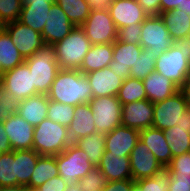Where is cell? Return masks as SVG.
I'll list each match as a JSON object with an SVG mask.
<instances>
[{
	"label": "cell",
	"instance_id": "obj_1",
	"mask_svg": "<svg viewBox=\"0 0 190 191\" xmlns=\"http://www.w3.org/2000/svg\"><path fill=\"white\" fill-rule=\"evenodd\" d=\"M47 96L51 101L77 106L91 100L92 89L81 71L60 69Z\"/></svg>",
	"mask_w": 190,
	"mask_h": 191
},
{
	"label": "cell",
	"instance_id": "obj_2",
	"mask_svg": "<svg viewBox=\"0 0 190 191\" xmlns=\"http://www.w3.org/2000/svg\"><path fill=\"white\" fill-rule=\"evenodd\" d=\"M71 143L68 127L48 118L34 127L33 149L41 156H56Z\"/></svg>",
	"mask_w": 190,
	"mask_h": 191
},
{
	"label": "cell",
	"instance_id": "obj_3",
	"mask_svg": "<svg viewBox=\"0 0 190 191\" xmlns=\"http://www.w3.org/2000/svg\"><path fill=\"white\" fill-rule=\"evenodd\" d=\"M32 74L34 89L37 94L47 95L60 70L53 46L45 45L31 57L25 59Z\"/></svg>",
	"mask_w": 190,
	"mask_h": 191
},
{
	"label": "cell",
	"instance_id": "obj_4",
	"mask_svg": "<svg viewBox=\"0 0 190 191\" xmlns=\"http://www.w3.org/2000/svg\"><path fill=\"white\" fill-rule=\"evenodd\" d=\"M92 44L81 26H75L63 39L53 45L60 69L78 70Z\"/></svg>",
	"mask_w": 190,
	"mask_h": 191
},
{
	"label": "cell",
	"instance_id": "obj_5",
	"mask_svg": "<svg viewBox=\"0 0 190 191\" xmlns=\"http://www.w3.org/2000/svg\"><path fill=\"white\" fill-rule=\"evenodd\" d=\"M56 157L59 176L67 184L79 181L95 166L89 161L86 153L75 143H71Z\"/></svg>",
	"mask_w": 190,
	"mask_h": 191
},
{
	"label": "cell",
	"instance_id": "obj_6",
	"mask_svg": "<svg viewBox=\"0 0 190 191\" xmlns=\"http://www.w3.org/2000/svg\"><path fill=\"white\" fill-rule=\"evenodd\" d=\"M98 132H111L121 125L122 104L117 96L92 97L88 102Z\"/></svg>",
	"mask_w": 190,
	"mask_h": 191
},
{
	"label": "cell",
	"instance_id": "obj_7",
	"mask_svg": "<svg viewBox=\"0 0 190 191\" xmlns=\"http://www.w3.org/2000/svg\"><path fill=\"white\" fill-rule=\"evenodd\" d=\"M81 27L92 45L113 44L117 40L118 29L107 8L90 10L88 18Z\"/></svg>",
	"mask_w": 190,
	"mask_h": 191
},
{
	"label": "cell",
	"instance_id": "obj_8",
	"mask_svg": "<svg viewBox=\"0 0 190 191\" xmlns=\"http://www.w3.org/2000/svg\"><path fill=\"white\" fill-rule=\"evenodd\" d=\"M155 71L170 79L179 88L190 73V60L173 44L157 56Z\"/></svg>",
	"mask_w": 190,
	"mask_h": 191
},
{
	"label": "cell",
	"instance_id": "obj_9",
	"mask_svg": "<svg viewBox=\"0 0 190 191\" xmlns=\"http://www.w3.org/2000/svg\"><path fill=\"white\" fill-rule=\"evenodd\" d=\"M174 44L160 15L148 16L142 22L140 46L152 50L157 56Z\"/></svg>",
	"mask_w": 190,
	"mask_h": 191
},
{
	"label": "cell",
	"instance_id": "obj_10",
	"mask_svg": "<svg viewBox=\"0 0 190 191\" xmlns=\"http://www.w3.org/2000/svg\"><path fill=\"white\" fill-rule=\"evenodd\" d=\"M187 108L184 95L180 90L164 101L154 103L152 127L165 130L175 126Z\"/></svg>",
	"mask_w": 190,
	"mask_h": 191
},
{
	"label": "cell",
	"instance_id": "obj_11",
	"mask_svg": "<svg viewBox=\"0 0 190 191\" xmlns=\"http://www.w3.org/2000/svg\"><path fill=\"white\" fill-rule=\"evenodd\" d=\"M3 28L8 32L11 41L24 59L31 57L37 50L46 45L41 33L18 20L3 25Z\"/></svg>",
	"mask_w": 190,
	"mask_h": 191
},
{
	"label": "cell",
	"instance_id": "obj_12",
	"mask_svg": "<svg viewBox=\"0 0 190 191\" xmlns=\"http://www.w3.org/2000/svg\"><path fill=\"white\" fill-rule=\"evenodd\" d=\"M0 82L20 102L28 97L37 95L34 89L32 74L25 61L14 69L5 71Z\"/></svg>",
	"mask_w": 190,
	"mask_h": 191
},
{
	"label": "cell",
	"instance_id": "obj_13",
	"mask_svg": "<svg viewBox=\"0 0 190 191\" xmlns=\"http://www.w3.org/2000/svg\"><path fill=\"white\" fill-rule=\"evenodd\" d=\"M129 157L132 179L134 181L154 177L164 169L147 145L140 139L132 149Z\"/></svg>",
	"mask_w": 190,
	"mask_h": 191
},
{
	"label": "cell",
	"instance_id": "obj_14",
	"mask_svg": "<svg viewBox=\"0 0 190 191\" xmlns=\"http://www.w3.org/2000/svg\"><path fill=\"white\" fill-rule=\"evenodd\" d=\"M75 26L59 5L53 3L41 33L46 45L53 46L63 40Z\"/></svg>",
	"mask_w": 190,
	"mask_h": 191
},
{
	"label": "cell",
	"instance_id": "obj_15",
	"mask_svg": "<svg viewBox=\"0 0 190 191\" xmlns=\"http://www.w3.org/2000/svg\"><path fill=\"white\" fill-rule=\"evenodd\" d=\"M154 103L148 99L122 105L121 125L137 130L152 127Z\"/></svg>",
	"mask_w": 190,
	"mask_h": 191
},
{
	"label": "cell",
	"instance_id": "obj_16",
	"mask_svg": "<svg viewBox=\"0 0 190 191\" xmlns=\"http://www.w3.org/2000/svg\"><path fill=\"white\" fill-rule=\"evenodd\" d=\"M107 9L117 29L142 23L149 16L136 0H112Z\"/></svg>",
	"mask_w": 190,
	"mask_h": 191
},
{
	"label": "cell",
	"instance_id": "obj_17",
	"mask_svg": "<svg viewBox=\"0 0 190 191\" xmlns=\"http://www.w3.org/2000/svg\"><path fill=\"white\" fill-rule=\"evenodd\" d=\"M139 139V130L119 125L105 134V151L113 155L130 156Z\"/></svg>",
	"mask_w": 190,
	"mask_h": 191
},
{
	"label": "cell",
	"instance_id": "obj_18",
	"mask_svg": "<svg viewBox=\"0 0 190 191\" xmlns=\"http://www.w3.org/2000/svg\"><path fill=\"white\" fill-rule=\"evenodd\" d=\"M12 150L33 149L34 126L18 113L3 122Z\"/></svg>",
	"mask_w": 190,
	"mask_h": 191
},
{
	"label": "cell",
	"instance_id": "obj_19",
	"mask_svg": "<svg viewBox=\"0 0 190 191\" xmlns=\"http://www.w3.org/2000/svg\"><path fill=\"white\" fill-rule=\"evenodd\" d=\"M142 49L140 45L116 40L113 43V61L109 65L113 73L123 79L130 77V68L138 60Z\"/></svg>",
	"mask_w": 190,
	"mask_h": 191
},
{
	"label": "cell",
	"instance_id": "obj_20",
	"mask_svg": "<svg viewBox=\"0 0 190 191\" xmlns=\"http://www.w3.org/2000/svg\"><path fill=\"white\" fill-rule=\"evenodd\" d=\"M166 143L172 152V157L182 155L190 150V108L183 113L175 126L163 130Z\"/></svg>",
	"mask_w": 190,
	"mask_h": 191
},
{
	"label": "cell",
	"instance_id": "obj_21",
	"mask_svg": "<svg viewBox=\"0 0 190 191\" xmlns=\"http://www.w3.org/2000/svg\"><path fill=\"white\" fill-rule=\"evenodd\" d=\"M85 75L92 89V97L117 96L124 81L109 66Z\"/></svg>",
	"mask_w": 190,
	"mask_h": 191
},
{
	"label": "cell",
	"instance_id": "obj_22",
	"mask_svg": "<svg viewBox=\"0 0 190 191\" xmlns=\"http://www.w3.org/2000/svg\"><path fill=\"white\" fill-rule=\"evenodd\" d=\"M140 140L147 145L164 169L170 164L172 152L166 143L163 130L155 127L140 130Z\"/></svg>",
	"mask_w": 190,
	"mask_h": 191
},
{
	"label": "cell",
	"instance_id": "obj_23",
	"mask_svg": "<svg viewBox=\"0 0 190 191\" xmlns=\"http://www.w3.org/2000/svg\"><path fill=\"white\" fill-rule=\"evenodd\" d=\"M98 167L108 181L132 179L129 156L113 155L105 151Z\"/></svg>",
	"mask_w": 190,
	"mask_h": 191
},
{
	"label": "cell",
	"instance_id": "obj_24",
	"mask_svg": "<svg viewBox=\"0 0 190 191\" xmlns=\"http://www.w3.org/2000/svg\"><path fill=\"white\" fill-rule=\"evenodd\" d=\"M142 82L147 99L152 103L164 101L180 90L170 79H167L157 71L151 72Z\"/></svg>",
	"mask_w": 190,
	"mask_h": 191
},
{
	"label": "cell",
	"instance_id": "obj_25",
	"mask_svg": "<svg viewBox=\"0 0 190 191\" xmlns=\"http://www.w3.org/2000/svg\"><path fill=\"white\" fill-rule=\"evenodd\" d=\"M96 131L92 111L88 103L75 106L74 118L68 126L69 138L72 143Z\"/></svg>",
	"mask_w": 190,
	"mask_h": 191
},
{
	"label": "cell",
	"instance_id": "obj_26",
	"mask_svg": "<svg viewBox=\"0 0 190 191\" xmlns=\"http://www.w3.org/2000/svg\"><path fill=\"white\" fill-rule=\"evenodd\" d=\"M48 102L45 94L28 97L20 102L17 113L35 127L47 118Z\"/></svg>",
	"mask_w": 190,
	"mask_h": 191
},
{
	"label": "cell",
	"instance_id": "obj_27",
	"mask_svg": "<svg viewBox=\"0 0 190 191\" xmlns=\"http://www.w3.org/2000/svg\"><path fill=\"white\" fill-rule=\"evenodd\" d=\"M53 3L55 2H30L22 5L18 21L42 33Z\"/></svg>",
	"mask_w": 190,
	"mask_h": 191
},
{
	"label": "cell",
	"instance_id": "obj_28",
	"mask_svg": "<svg viewBox=\"0 0 190 191\" xmlns=\"http://www.w3.org/2000/svg\"><path fill=\"white\" fill-rule=\"evenodd\" d=\"M113 61V44L92 45L78 69L83 74L108 67Z\"/></svg>",
	"mask_w": 190,
	"mask_h": 191
},
{
	"label": "cell",
	"instance_id": "obj_29",
	"mask_svg": "<svg viewBox=\"0 0 190 191\" xmlns=\"http://www.w3.org/2000/svg\"><path fill=\"white\" fill-rule=\"evenodd\" d=\"M173 41L190 36V16L179 9L159 14Z\"/></svg>",
	"mask_w": 190,
	"mask_h": 191
},
{
	"label": "cell",
	"instance_id": "obj_30",
	"mask_svg": "<svg viewBox=\"0 0 190 191\" xmlns=\"http://www.w3.org/2000/svg\"><path fill=\"white\" fill-rule=\"evenodd\" d=\"M40 156L34 149L16 150L17 186L29 188L30 177Z\"/></svg>",
	"mask_w": 190,
	"mask_h": 191
},
{
	"label": "cell",
	"instance_id": "obj_31",
	"mask_svg": "<svg viewBox=\"0 0 190 191\" xmlns=\"http://www.w3.org/2000/svg\"><path fill=\"white\" fill-rule=\"evenodd\" d=\"M24 61L25 59L11 41L8 32L2 27L0 30V64L2 71L14 69Z\"/></svg>",
	"mask_w": 190,
	"mask_h": 191
},
{
	"label": "cell",
	"instance_id": "obj_32",
	"mask_svg": "<svg viewBox=\"0 0 190 191\" xmlns=\"http://www.w3.org/2000/svg\"><path fill=\"white\" fill-rule=\"evenodd\" d=\"M55 176H59L56 157L40 156L30 177L29 188H38Z\"/></svg>",
	"mask_w": 190,
	"mask_h": 191
},
{
	"label": "cell",
	"instance_id": "obj_33",
	"mask_svg": "<svg viewBox=\"0 0 190 191\" xmlns=\"http://www.w3.org/2000/svg\"><path fill=\"white\" fill-rule=\"evenodd\" d=\"M88 156L89 161L98 166L105 152V134L102 132H93L85 138L75 142Z\"/></svg>",
	"mask_w": 190,
	"mask_h": 191
},
{
	"label": "cell",
	"instance_id": "obj_34",
	"mask_svg": "<svg viewBox=\"0 0 190 191\" xmlns=\"http://www.w3.org/2000/svg\"><path fill=\"white\" fill-rule=\"evenodd\" d=\"M74 26H81L90 14L86 0H55Z\"/></svg>",
	"mask_w": 190,
	"mask_h": 191
},
{
	"label": "cell",
	"instance_id": "obj_35",
	"mask_svg": "<svg viewBox=\"0 0 190 191\" xmlns=\"http://www.w3.org/2000/svg\"><path fill=\"white\" fill-rule=\"evenodd\" d=\"M117 97L122 105L147 99L142 80L132 77L125 78Z\"/></svg>",
	"mask_w": 190,
	"mask_h": 191
},
{
	"label": "cell",
	"instance_id": "obj_36",
	"mask_svg": "<svg viewBox=\"0 0 190 191\" xmlns=\"http://www.w3.org/2000/svg\"><path fill=\"white\" fill-rule=\"evenodd\" d=\"M16 150L0 154V187H16Z\"/></svg>",
	"mask_w": 190,
	"mask_h": 191
},
{
	"label": "cell",
	"instance_id": "obj_37",
	"mask_svg": "<svg viewBox=\"0 0 190 191\" xmlns=\"http://www.w3.org/2000/svg\"><path fill=\"white\" fill-rule=\"evenodd\" d=\"M170 174L166 169L154 177L136 180L131 191H169Z\"/></svg>",
	"mask_w": 190,
	"mask_h": 191
},
{
	"label": "cell",
	"instance_id": "obj_38",
	"mask_svg": "<svg viewBox=\"0 0 190 191\" xmlns=\"http://www.w3.org/2000/svg\"><path fill=\"white\" fill-rule=\"evenodd\" d=\"M157 55L148 48H143L138 60L130 68V77L143 80L155 71Z\"/></svg>",
	"mask_w": 190,
	"mask_h": 191
},
{
	"label": "cell",
	"instance_id": "obj_39",
	"mask_svg": "<svg viewBox=\"0 0 190 191\" xmlns=\"http://www.w3.org/2000/svg\"><path fill=\"white\" fill-rule=\"evenodd\" d=\"M75 106L49 100L47 118L68 127L74 118Z\"/></svg>",
	"mask_w": 190,
	"mask_h": 191
},
{
	"label": "cell",
	"instance_id": "obj_40",
	"mask_svg": "<svg viewBox=\"0 0 190 191\" xmlns=\"http://www.w3.org/2000/svg\"><path fill=\"white\" fill-rule=\"evenodd\" d=\"M79 182L81 183V191H103L108 180L98 166H93Z\"/></svg>",
	"mask_w": 190,
	"mask_h": 191
},
{
	"label": "cell",
	"instance_id": "obj_41",
	"mask_svg": "<svg viewBox=\"0 0 190 191\" xmlns=\"http://www.w3.org/2000/svg\"><path fill=\"white\" fill-rule=\"evenodd\" d=\"M20 101L0 82V122L16 114Z\"/></svg>",
	"mask_w": 190,
	"mask_h": 191
},
{
	"label": "cell",
	"instance_id": "obj_42",
	"mask_svg": "<svg viewBox=\"0 0 190 191\" xmlns=\"http://www.w3.org/2000/svg\"><path fill=\"white\" fill-rule=\"evenodd\" d=\"M22 10V0H0V24L18 20Z\"/></svg>",
	"mask_w": 190,
	"mask_h": 191
},
{
	"label": "cell",
	"instance_id": "obj_43",
	"mask_svg": "<svg viewBox=\"0 0 190 191\" xmlns=\"http://www.w3.org/2000/svg\"><path fill=\"white\" fill-rule=\"evenodd\" d=\"M142 35V23L126 26L118 29L117 41L140 45Z\"/></svg>",
	"mask_w": 190,
	"mask_h": 191
},
{
	"label": "cell",
	"instance_id": "obj_44",
	"mask_svg": "<svg viewBox=\"0 0 190 191\" xmlns=\"http://www.w3.org/2000/svg\"><path fill=\"white\" fill-rule=\"evenodd\" d=\"M165 169L169 174L190 175V153L173 157Z\"/></svg>",
	"mask_w": 190,
	"mask_h": 191
},
{
	"label": "cell",
	"instance_id": "obj_45",
	"mask_svg": "<svg viewBox=\"0 0 190 191\" xmlns=\"http://www.w3.org/2000/svg\"><path fill=\"white\" fill-rule=\"evenodd\" d=\"M176 8L190 16V0H160V13Z\"/></svg>",
	"mask_w": 190,
	"mask_h": 191
},
{
	"label": "cell",
	"instance_id": "obj_46",
	"mask_svg": "<svg viewBox=\"0 0 190 191\" xmlns=\"http://www.w3.org/2000/svg\"><path fill=\"white\" fill-rule=\"evenodd\" d=\"M169 191H190V175L170 174Z\"/></svg>",
	"mask_w": 190,
	"mask_h": 191
},
{
	"label": "cell",
	"instance_id": "obj_47",
	"mask_svg": "<svg viewBox=\"0 0 190 191\" xmlns=\"http://www.w3.org/2000/svg\"><path fill=\"white\" fill-rule=\"evenodd\" d=\"M67 183L60 176H55L49 179L46 183L39 186L37 189L39 191H65Z\"/></svg>",
	"mask_w": 190,
	"mask_h": 191
},
{
	"label": "cell",
	"instance_id": "obj_48",
	"mask_svg": "<svg viewBox=\"0 0 190 191\" xmlns=\"http://www.w3.org/2000/svg\"><path fill=\"white\" fill-rule=\"evenodd\" d=\"M134 183L133 179L108 181L103 191H131Z\"/></svg>",
	"mask_w": 190,
	"mask_h": 191
},
{
	"label": "cell",
	"instance_id": "obj_49",
	"mask_svg": "<svg viewBox=\"0 0 190 191\" xmlns=\"http://www.w3.org/2000/svg\"><path fill=\"white\" fill-rule=\"evenodd\" d=\"M136 1L149 16L160 14V0H136Z\"/></svg>",
	"mask_w": 190,
	"mask_h": 191
},
{
	"label": "cell",
	"instance_id": "obj_50",
	"mask_svg": "<svg viewBox=\"0 0 190 191\" xmlns=\"http://www.w3.org/2000/svg\"><path fill=\"white\" fill-rule=\"evenodd\" d=\"M12 151L8 135L5 132L3 122H0V154Z\"/></svg>",
	"mask_w": 190,
	"mask_h": 191
},
{
	"label": "cell",
	"instance_id": "obj_51",
	"mask_svg": "<svg viewBox=\"0 0 190 191\" xmlns=\"http://www.w3.org/2000/svg\"><path fill=\"white\" fill-rule=\"evenodd\" d=\"M174 44L190 60V36L181 38L175 41Z\"/></svg>",
	"mask_w": 190,
	"mask_h": 191
},
{
	"label": "cell",
	"instance_id": "obj_52",
	"mask_svg": "<svg viewBox=\"0 0 190 191\" xmlns=\"http://www.w3.org/2000/svg\"><path fill=\"white\" fill-rule=\"evenodd\" d=\"M90 10H102L108 8L112 0H86Z\"/></svg>",
	"mask_w": 190,
	"mask_h": 191
},
{
	"label": "cell",
	"instance_id": "obj_53",
	"mask_svg": "<svg viewBox=\"0 0 190 191\" xmlns=\"http://www.w3.org/2000/svg\"><path fill=\"white\" fill-rule=\"evenodd\" d=\"M179 89L184 95L187 106L190 108V73L186 77L184 84Z\"/></svg>",
	"mask_w": 190,
	"mask_h": 191
},
{
	"label": "cell",
	"instance_id": "obj_54",
	"mask_svg": "<svg viewBox=\"0 0 190 191\" xmlns=\"http://www.w3.org/2000/svg\"><path fill=\"white\" fill-rule=\"evenodd\" d=\"M81 183L79 181H75L71 184H68L65 191H81Z\"/></svg>",
	"mask_w": 190,
	"mask_h": 191
},
{
	"label": "cell",
	"instance_id": "obj_55",
	"mask_svg": "<svg viewBox=\"0 0 190 191\" xmlns=\"http://www.w3.org/2000/svg\"><path fill=\"white\" fill-rule=\"evenodd\" d=\"M25 188L24 186L0 187V191H23Z\"/></svg>",
	"mask_w": 190,
	"mask_h": 191
},
{
	"label": "cell",
	"instance_id": "obj_56",
	"mask_svg": "<svg viewBox=\"0 0 190 191\" xmlns=\"http://www.w3.org/2000/svg\"><path fill=\"white\" fill-rule=\"evenodd\" d=\"M30 2H55V0H22V5L28 4Z\"/></svg>",
	"mask_w": 190,
	"mask_h": 191
},
{
	"label": "cell",
	"instance_id": "obj_57",
	"mask_svg": "<svg viewBox=\"0 0 190 191\" xmlns=\"http://www.w3.org/2000/svg\"><path fill=\"white\" fill-rule=\"evenodd\" d=\"M3 71H2V69H1V64H0V80H1V77H2V75H3Z\"/></svg>",
	"mask_w": 190,
	"mask_h": 191
},
{
	"label": "cell",
	"instance_id": "obj_58",
	"mask_svg": "<svg viewBox=\"0 0 190 191\" xmlns=\"http://www.w3.org/2000/svg\"><path fill=\"white\" fill-rule=\"evenodd\" d=\"M23 191H32V188H25Z\"/></svg>",
	"mask_w": 190,
	"mask_h": 191
},
{
	"label": "cell",
	"instance_id": "obj_59",
	"mask_svg": "<svg viewBox=\"0 0 190 191\" xmlns=\"http://www.w3.org/2000/svg\"><path fill=\"white\" fill-rule=\"evenodd\" d=\"M32 191H39L37 188H32Z\"/></svg>",
	"mask_w": 190,
	"mask_h": 191
}]
</instances>
